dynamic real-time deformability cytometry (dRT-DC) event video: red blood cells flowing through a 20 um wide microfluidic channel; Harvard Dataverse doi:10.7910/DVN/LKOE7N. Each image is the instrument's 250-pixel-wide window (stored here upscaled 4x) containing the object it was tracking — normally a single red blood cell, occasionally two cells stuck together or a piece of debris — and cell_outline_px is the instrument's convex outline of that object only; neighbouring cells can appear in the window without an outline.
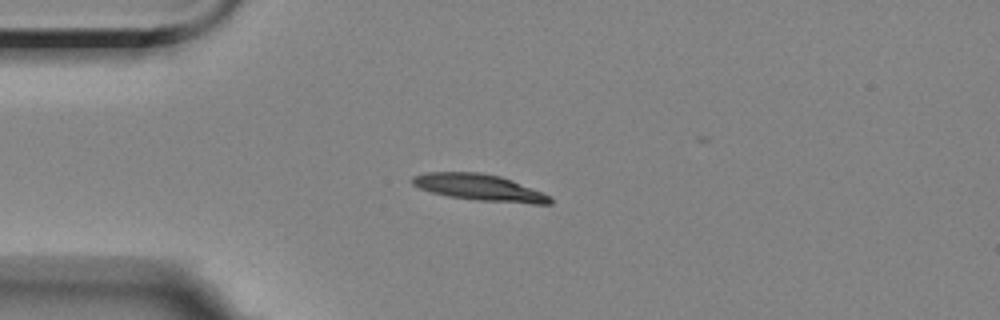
{"species": "Egyptian fruit bat (a non-hibernating species)", "species_latin": "Rousettus aegyptiacus", "temperature_condition": "room temperature", "stored_images_in_passage": 7, "camera_frame_rate_fps": 3000, "um_per_image_px": 0.085, "animal": {"sex": "female"}, "frame": {"image": 1, "passage_image": 1, "time_ms": 0.0, "image_size_px": [1000, 320], "cell_outline_px": [[552, 204], [532, 204], [476, 200], [448, 196], [432, 192], [420, 188], [412, 184], [412, 176], [428, 172], [480, 172], [500, 176], [512, 180], [552, 196]], "centroid_in_image_um": [40.79, 15.94], "position_along_channel_um": 44.2, "area_um2": 21.27}}
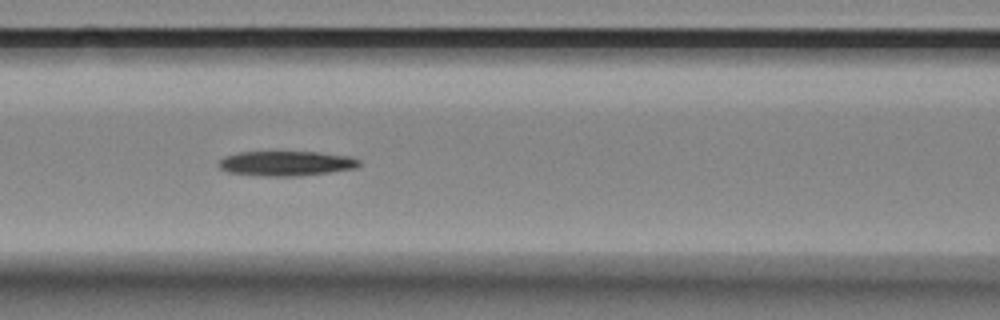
{"frame": {"image": 2, "passage_image": 4, "time_ms": 3.333, "image_size_px": [1000, 320], "cell_outline_px": [[360, 164], [356, 168], [328, 172], [296, 176], [260, 176], [228, 172], [220, 168], [216, 164], [224, 156], [240, 152], [316, 152], [352, 156], [360, 160]], "centroid_in_image_um": [24.31, 13.89], "position_along_channel_um": 142.3, "area_um2": 20.35}}
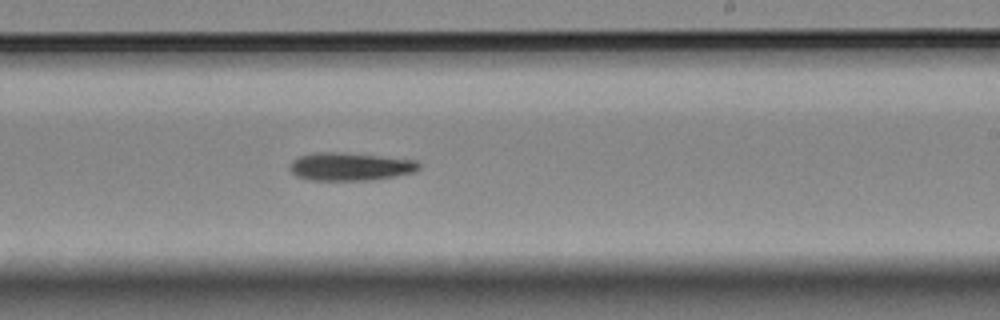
{"frame": {"image": 3, "passage_image": 7, "time_ms": 6.667, "image_size_px": [1000, 320], "cell_outline_px": [[420, 168], [416, 172], [368, 180], [312, 180], [296, 176], [292, 172], [292, 160], [300, 156], [316, 152], [336, 152], [380, 156], [416, 160], [420, 164]], "centroid_in_image_um": [29.79, 14.16], "position_along_channel_um": 259.2, "area_um2": 20.75}}